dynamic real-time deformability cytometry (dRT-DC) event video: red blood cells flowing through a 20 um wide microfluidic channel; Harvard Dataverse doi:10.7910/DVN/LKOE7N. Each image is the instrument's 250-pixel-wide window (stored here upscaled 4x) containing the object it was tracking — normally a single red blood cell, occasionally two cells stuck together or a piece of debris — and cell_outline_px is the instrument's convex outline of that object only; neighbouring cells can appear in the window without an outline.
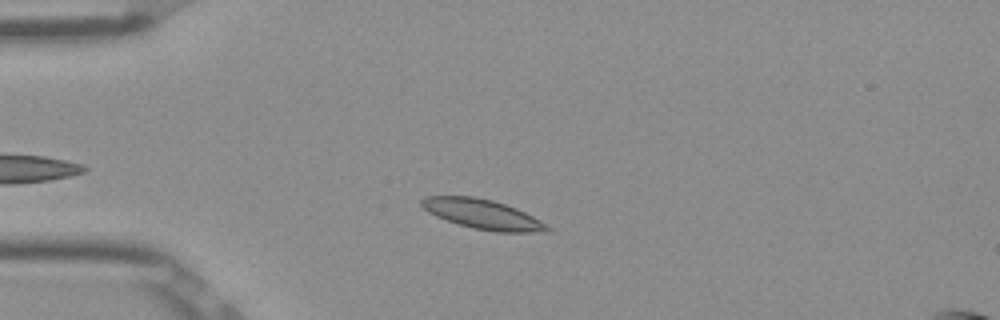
{"species": "Egyptian fruit bat (a non-hibernating species)", "species_latin": "Rousettus aegyptiacus", "temperature_condition": "room temperature", "stored_images_in_passage": 41, "camera_frame_rate_fps": 3000, "um_per_image_px": 0.085, "frame": {"image": 1, "passage_image": 9, "time_ms": 2.667, "image_size_px": [1000, 320], "cell_outline_px": [[552, 232], [496, 232], [472, 228], [436, 216], [428, 212], [420, 204], [420, 200], [428, 196], [472, 196], [492, 200], [516, 208], [540, 220], [552, 228]], "centroid_in_image_um": [41.06, 18.22], "position_along_channel_um": 43.9, "area_um2": 21.62}}
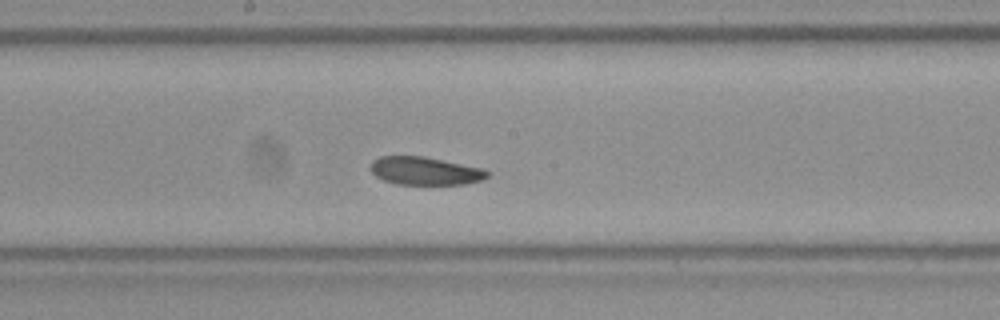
{"frame": {"image": 2, "passage_image": 24, "time_ms": 7.667, "image_size_px": [1000, 320], "cell_outline_px": [[492, 172], [484, 180], [464, 184], [396, 184], [384, 180], [376, 176], [368, 168], [372, 160], [380, 156], [424, 156], [484, 168]], "centroid_in_image_um": [36.15, 14.52], "position_along_channel_um": 212.0, "area_um2": 19.36}}
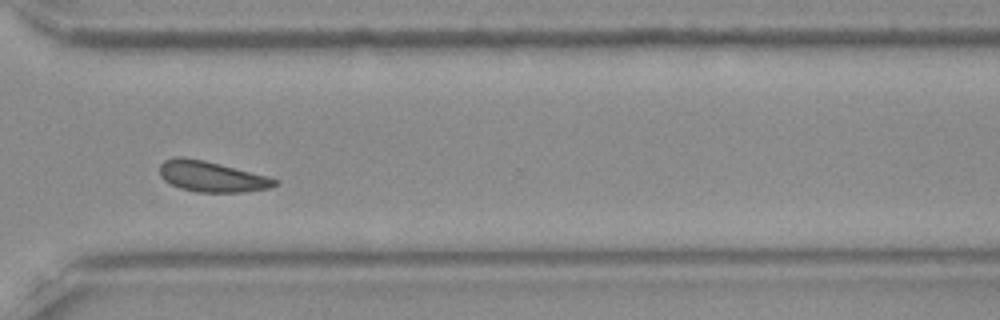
{"frame": {"image": 3, "passage_image": 35, "time_ms": 11.333, "image_size_px": [1000, 320], "cell_outline_px": [[280, 184], [268, 188], [244, 192], [196, 192], [180, 188], [164, 180], [160, 176], [160, 164], [164, 160], [172, 156], [180, 156], [204, 160], [268, 176], [280, 180]], "centroid_in_image_um": [17.99, 15.0], "position_along_channel_um": 352.6, "area_um2": 20.69}, "authors_computed_cell_mechanics": {"area_um2": 20.6346, "velocity_mm_per_s": 3.8319, "shape_relaxation_time_tau1_ms": 5.5365, "shape_relaxation_time_tau2_ms": null, "deformation_change_tau1": 0.1041, "deformation_change_tau2": null}}